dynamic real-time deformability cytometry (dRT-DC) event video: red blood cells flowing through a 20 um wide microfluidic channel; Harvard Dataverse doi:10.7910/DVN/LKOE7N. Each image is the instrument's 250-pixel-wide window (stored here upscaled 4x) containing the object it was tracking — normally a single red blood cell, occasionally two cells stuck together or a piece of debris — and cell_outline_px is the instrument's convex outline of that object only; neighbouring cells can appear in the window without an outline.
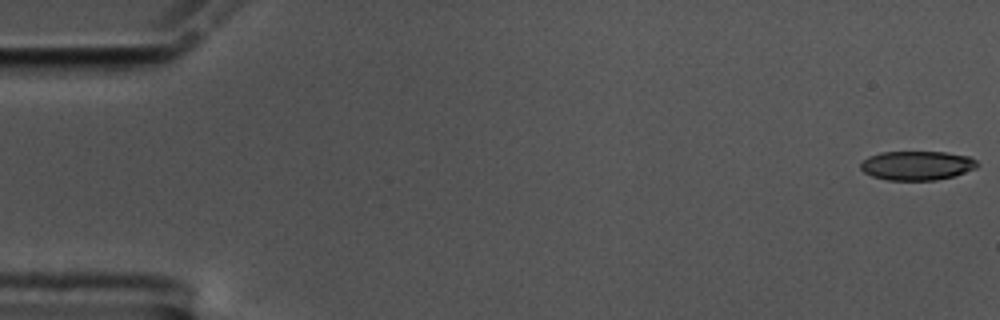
{"species": "common noctule bat (a hibernating species)", "species_latin": "Nyctalus noctula", "temperature_condition": "cold", "stored_images_in_passage": 57, "camera_frame_rate_fps": 3000, "um_per_image_px": 0.085, "animal": {"sex": "male", "body_mass_g": 17.5, "forearm_length_mm": 52.3}, "frame": {"image": 1, "passage_image": 1, "time_ms": 0.0, "image_size_px": [1000, 320], "cell_outline_px": [[980, 164], [976, 168], [956, 176], [936, 180], [888, 180], [872, 176], [864, 172], [860, 168], [860, 164], [868, 156], [880, 152], [944, 152], [968, 156], [976, 160]], "centroid_in_image_um": [77.96, 14.07], "position_along_channel_um": 7.0, "area_um2": 19.94}}
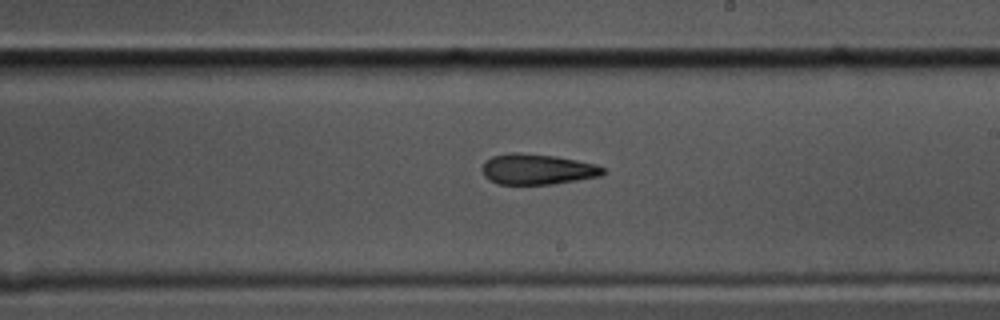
{"frame": {"image": 2, "passage_image": 33, "time_ms": 10.667, "image_size_px": [1000, 320], "cell_outline_px": [[604, 172], [600, 176], [556, 184], [500, 184], [488, 180], [484, 176], [484, 164], [492, 156], [512, 152], [520, 152], [556, 156], [596, 164], [604, 168]], "centroid_in_image_um": [45.69, 14.39], "position_along_channel_um": 243.3, "area_um2": 21.44}}
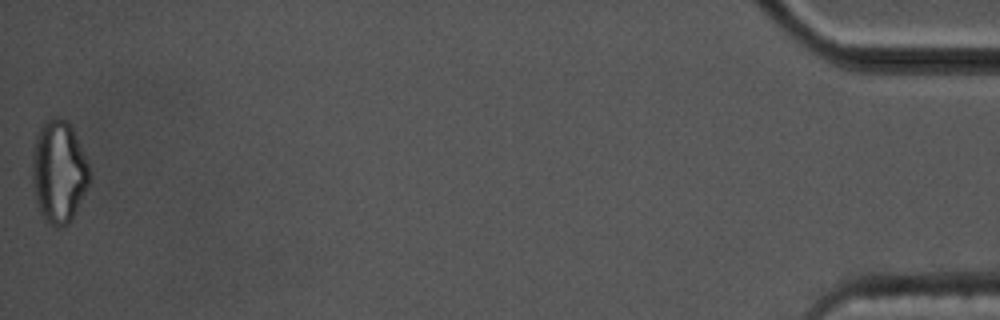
{"frame": {"image": 3, "passage_image": 57, "time_ms": 18.667, "image_size_px": [1000, 320], "cell_outline_px": [[88, 184], [72, 220], [68, 224], [60, 228], [56, 228], [48, 224], [44, 220], [40, 212], [36, 200], [32, 180], [32, 152], [36, 136], [44, 120], [56, 116], [60, 116], [68, 120], [88, 160]], "centroid_in_image_um": [4.98, 14.59], "position_along_channel_um": 430.2, "area_um2": 34.39}}